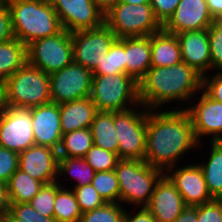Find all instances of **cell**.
Segmentation results:
<instances>
[{"label": "cell", "mask_w": 222, "mask_h": 222, "mask_svg": "<svg viewBox=\"0 0 222 222\" xmlns=\"http://www.w3.org/2000/svg\"><path fill=\"white\" fill-rule=\"evenodd\" d=\"M210 14L214 19L222 16V0H206Z\"/></svg>", "instance_id": "47"}, {"label": "cell", "mask_w": 222, "mask_h": 222, "mask_svg": "<svg viewBox=\"0 0 222 222\" xmlns=\"http://www.w3.org/2000/svg\"><path fill=\"white\" fill-rule=\"evenodd\" d=\"M71 189L76 196L82 214L99 208L106 203L91 183L80 187H72Z\"/></svg>", "instance_id": "36"}, {"label": "cell", "mask_w": 222, "mask_h": 222, "mask_svg": "<svg viewBox=\"0 0 222 222\" xmlns=\"http://www.w3.org/2000/svg\"><path fill=\"white\" fill-rule=\"evenodd\" d=\"M119 181L120 204L146 207L152 197L156 183L164 175L144 160L119 159L114 169Z\"/></svg>", "instance_id": "5"}, {"label": "cell", "mask_w": 222, "mask_h": 222, "mask_svg": "<svg viewBox=\"0 0 222 222\" xmlns=\"http://www.w3.org/2000/svg\"><path fill=\"white\" fill-rule=\"evenodd\" d=\"M90 130L95 146L118 155L119 141L114 127V112L98 111Z\"/></svg>", "instance_id": "25"}, {"label": "cell", "mask_w": 222, "mask_h": 222, "mask_svg": "<svg viewBox=\"0 0 222 222\" xmlns=\"http://www.w3.org/2000/svg\"><path fill=\"white\" fill-rule=\"evenodd\" d=\"M105 24L117 38L150 36L162 30L149 3L118 2L105 14Z\"/></svg>", "instance_id": "7"}, {"label": "cell", "mask_w": 222, "mask_h": 222, "mask_svg": "<svg viewBox=\"0 0 222 222\" xmlns=\"http://www.w3.org/2000/svg\"><path fill=\"white\" fill-rule=\"evenodd\" d=\"M15 38L12 19L7 4L0 5V44Z\"/></svg>", "instance_id": "43"}, {"label": "cell", "mask_w": 222, "mask_h": 222, "mask_svg": "<svg viewBox=\"0 0 222 222\" xmlns=\"http://www.w3.org/2000/svg\"><path fill=\"white\" fill-rule=\"evenodd\" d=\"M201 90L202 75L182 61L168 67H150L138 82V99L148 110H161L175 101L182 107L171 109H186L183 104L195 101Z\"/></svg>", "instance_id": "2"}, {"label": "cell", "mask_w": 222, "mask_h": 222, "mask_svg": "<svg viewBox=\"0 0 222 222\" xmlns=\"http://www.w3.org/2000/svg\"><path fill=\"white\" fill-rule=\"evenodd\" d=\"M193 162L182 167L176 165L164 173L182 195L187 206L202 205L214 200L208 191L200 166Z\"/></svg>", "instance_id": "15"}, {"label": "cell", "mask_w": 222, "mask_h": 222, "mask_svg": "<svg viewBox=\"0 0 222 222\" xmlns=\"http://www.w3.org/2000/svg\"><path fill=\"white\" fill-rule=\"evenodd\" d=\"M19 168V153L0 146V182L7 184Z\"/></svg>", "instance_id": "39"}, {"label": "cell", "mask_w": 222, "mask_h": 222, "mask_svg": "<svg viewBox=\"0 0 222 222\" xmlns=\"http://www.w3.org/2000/svg\"><path fill=\"white\" fill-rule=\"evenodd\" d=\"M163 110L147 109L144 161L165 173L179 164L177 162L187 152L201 144L195 137L191 118L185 109Z\"/></svg>", "instance_id": "1"}, {"label": "cell", "mask_w": 222, "mask_h": 222, "mask_svg": "<svg viewBox=\"0 0 222 222\" xmlns=\"http://www.w3.org/2000/svg\"><path fill=\"white\" fill-rule=\"evenodd\" d=\"M68 32L94 29L105 23V14L94 0H48Z\"/></svg>", "instance_id": "13"}, {"label": "cell", "mask_w": 222, "mask_h": 222, "mask_svg": "<svg viewBox=\"0 0 222 222\" xmlns=\"http://www.w3.org/2000/svg\"><path fill=\"white\" fill-rule=\"evenodd\" d=\"M27 62L26 45L16 38L0 44V82L4 83Z\"/></svg>", "instance_id": "26"}, {"label": "cell", "mask_w": 222, "mask_h": 222, "mask_svg": "<svg viewBox=\"0 0 222 222\" xmlns=\"http://www.w3.org/2000/svg\"><path fill=\"white\" fill-rule=\"evenodd\" d=\"M9 212L18 222H56L54 217L40 215L29 203H10Z\"/></svg>", "instance_id": "38"}, {"label": "cell", "mask_w": 222, "mask_h": 222, "mask_svg": "<svg viewBox=\"0 0 222 222\" xmlns=\"http://www.w3.org/2000/svg\"><path fill=\"white\" fill-rule=\"evenodd\" d=\"M117 39L105 23L94 29L71 32L73 62L93 71Z\"/></svg>", "instance_id": "12"}, {"label": "cell", "mask_w": 222, "mask_h": 222, "mask_svg": "<svg viewBox=\"0 0 222 222\" xmlns=\"http://www.w3.org/2000/svg\"><path fill=\"white\" fill-rule=\"evenodd\" d=\"M202 91L213 100L222 103V71L202 76Z\"/></svg>", "instance_id": "41"}, {"label": "cell", "mask_w": 222, "mask_h": 222, "mask_svg": "<svg viewBox=\"0 0 222 222\" xmlns=\"http://www.w3.org/2000/svg\"><path fill=\"white\" fill-rule=\"evenodd\" d=\"M119 1L120 0H94V3L104 14H106Z\"/></svg>", "instance_id": "48"}, {"label": "cell", "mask_w": 222, "mask_h": 222, "mask_svg": "<svg viewBox=\"0 0 222 222\" xmlns=\"http://www.w3.org/2000/svg\"><path fill=\"white\" fill-rule=\"evenodd\" d=\"M0 101H3L2 83L0 82Z\"/></svg>", "instance_id": "52"}, {"label": "cell", "mask_w": 222, "mask_h": 222, "mask_svg": "<svg viewBox=\"0 0 222 222\" xmlns=\"http://www.w3.org/2000/svg\"><path fill=\"white\" fill-rule=\"evenodd\" d=\"M1 220L3 222H18V219H16L10 212H8Z\"/></svg>", "instance_id": "50"}, {"label": "cell", "mask_w": 222, "mask_h": 222, "mask_svg": "<svg viewBox=\"0 0 222 222\" xmlns=\"http://www.w3.org/2000/svg\"><path fill=\"white\" fill-rule=\"evenodd\" d=\"M211 72L222 71V28L215 22L208 28Z\"/></svg>", "instance_id": "37"}, {"label": "cell", "mask_w": 222, "mask_h": 222, "mask_svg": "<svg viewBox=\"0 0 222 222\" xmlns=\"http://www.w3.org/2000/svg\"><path fill=\"white\" fill-rule=\"evenodd\" d=\"M195 101L194 105L186 104V111L188 112L192 124L195 137L201 144L204 137H209L211 141L222 140V103L217 102L207 96L202 90ZM188 105V106H187Z\"/></svg>", "instance_id": "14"}, {"label": "cell", "mask_w": 222, "mask_h": 222, "mask_svg": "<svg viewBox=\"0 0 222 222\" xmlns=\"http://www.w3.org/2000/svg\"><path fill=\"white\" fill-rule=\"evenodd\" d=\"M95 172L113 171L116 168L119 157L116 153L104 150L93 145L83 157Z\"/></svg>", "instance_id": "34"}, {"label": "cell", "mask_w": 222, "mask_h": 222, "mask_svg": "<svg viewBox=\"0 0 222 222\" xmlns=\"http://www.w3.org/2000/svg\"><path fill=\"white\" fill-rule=\"evenodd\" d=\"M2 106H3V101H0V110H1Z\"/></svg>", "instance_id": "54"}, {"label": "cell", "mask_w": 222, "mask_h": 222, "mask_svg": "<svg viewBox=\"0 0 222 222\" xmlns=\"http://www.w3.org/2000/svg\"><path fill=\"white\" fill-rule=\"evenodd\" d=\"M44 183L17 169L7 183L10 203H28L43 187Z\"/></svg>", "instance_id": "27"}, {"label": "cell", "mask_w": 222, "mask_h": 222, "mask_svg": "<svg viewBox=\"0 0 222 222\" xmlns=\"http://www.w3.org/2000/svg\"><path fill=\"white\" fill-rule=\"evenodd\" d=\"M197 206H187L174 222H197Z\"/></svg>", "instance_id": "46"}, {"label": "cell", "mask_w": 222, "mask_h": 222, "mask_svg": "<svg viewBox=\"0 0 222 222\" xmlns=\"http://www.w3.org/2000/svg\"><path fill=\"white\" fill-rule=\"evenodd\" d=\"M91 184L106 203H120L119 181L114 170L95 172Z\"/></svg>", "instance_id": "32"}, {"label": "cell", "mask_w": 222, "mask_h": 222, "mask_svg": "<svg viewBox=\"0 0 222 222\" xmlns=\"http://www.w3.org/2000/svg\"><path fill=\"white\" fill-rule=\"evenodd\" d=\"M3 106L32 108L51 102L49 75L25 63L2 83Z\"/></svg>", "instance_id": "4"}, {"label": "cell", "mask_w": 222, "mask_h": 222, "mask_svg": "<svg viewBox=\"0 0 222 222\" xmlns=\"http://www.w3.org/2000/svg\"><path fill=\"white\" fill-rule=\"evenodd\" d=\"M56 182L44 184L40 191L28 202L40 215L54 217Z\"/></svg>", "instance_id": "35"}, {"label": "cell", "mask_w": 222, "mask_h": 222, "mask_svg": "<svg viewBox=\"0 0 222 222\" xmlns=\"http://www.w3.org/2000/svg\"><path fill=\"white\" fill-rule=\"evenodd\" d=\"M197 222H222V200L197 205Z\"/></svg>", "instance_id": "40"}, {"label": "cell", "mask_w": 222, "mask_h": 222, "mask_svg": "<svg viewBox=\"0 0 222 222\" xmlns=\"http://www.w3.org/2000/svg\"><path fill=\"white\" fill-rule=\"evenodd\" d=\"M181 0H150L154 15L163 26L173 15Z\"/></svg>", "instance_id": "42"}, {"label": "cell", "mask_w": 222, "mask_h": 222, "mask_svg": "<svg viewBox=\"0 0 222 222\" xmlns=\"http://www.w3.org/2000/svg\"><path fill=\"white\" fill-rule=\"evenodd\" d=\"M215 23L222 28V16L216 18Z\"/></svg>", "instance_id": "51"}, {"label": "cell", "mask_w": 222, "mask_h": 222, "mask_svg": "<svg viewBox=\"0 0 222 222\" xmlns=\"http://www.w3.org/2000/svg\"><path fill=\"white\" fill-rule=\"evenodd\" d=\"M89 97L97 111L122 112L140 104L138 83L123 73L93 75Z\"/></svg>", "instance_id": "6"}, {"label": "cell", "mask_w": 222, "mask_h": 222, "mask_svg": "<svg viewBox=\"0 0 222 222\" xmlns=\"http://www.w3.org/2000/svg\"><path fill=\"white\" fill-rule=\"evenodd\" d=\"M59 108L62 134L69 131L90 128L98 112L90 97L60 104Z\"/></svg>", "instance_id": "22"}, {"label": "cell", "mask_w": 222, "mask_h": 222, "mask_svg": "<svg viewBox=\"0 0 222 222\" xmlns=\"http://www.w3.org/2000/svg\"><path fill=\"white\" fill-rule=\"evenodd\" d=\"M120 2L140 5V4H143V3H150V0H120Z\"/></svg>", "instance_id": "49"}, {"label": "cell", "mask_w": 222, "mask_h": 222, "mask_svg": "<svg viewBox=\"0 0 222 222\" xmlns=\"http://www.w3.org/2000/svg\"><path fill=\"white\" fill-rule=\"evenodd\" d=\"M124 205L120 203H105L103 206L85 212L80 222H124Z\"/></svg>", "instance_id": "33"}, {"label": "cell", "mask_w": 222, "mask_h": 222, "mask_svg": "<svg viewBox=\"0 0 222 222\" xmlns=\"http://www.w3.org/2000/svg\"><path fill=\"white\" fill-rule=\"evenodd\" d=\"M6 0H0V5L5 4Z\"/></svg>", "instance_id": "53"}, {"label": "cell", "mask_w": 222, "mask_h": 222, "mask_svg": "<svg viewBox=\"0 0 222 222\" xmlns=\"http://www.w3.org/2000/svg\"><path fill=\"white\" fill-rule=\"evenodd\" d=\"M69 174V181H73L74 186L80 187L83 185L90 184L95 175V171L91 166L87 164L84 158H72V157H59V167H58V182L61 177ZM76 181V182H75Z\"/></svg>", "instance_id": "30"}, {"label": "cell", "mask_w": 222, "mask_h": 222, "mask_svg": "<svg viewBox=\"0 0 222 222\" xmlns=\"http://www.w3.org/2000/svg\"><path fill=\"white\" fill-rule=\"evenodd\" d=\"M27 63L48 75L73 62L71 33L63 29L60 33L47 36L26 46Z\"/></svg>", "instance_id": "9"}, {"label": "cell", "mask_w": 222, "mask_h": 222, "mask_svg": "<svg viewBox=\"0 0 222 222\" xmlns=\"http://www.w3.org/2000/svg\"><path fill=\"white\" fill-rule=\"evenodd\" d=\"M210 153L205 163L197 162L200 166L208 191L213 199L222 200V140L209 141Z\"/></svg>", "instance_id": "24"}, {"label": "cell", "mask_w": 222, "mask_h": 222, "mask_svg": "<svg viewBox=\"0 0 222 222\" xmlns=\"http://www.w3.org/2000/svg\"><path fill=\"white\" fill-rule=\"evenodd\" d=\"M214 22L206 0H181L162 29L167 33L177 34L183 31L208 29Z\"/></svg>", "instance_id": "16"}, {"label": "cell", "mask_w": 222, "mask_h": 222, "mask_svg": "<svg viewBox=\"0 0 222 222\" xmlns=\"http://www.w3.org/2000/svg\"><path fill=\"white\" fill-rule=\"evenodd\" d=\"M126 74L137 83L151 67V35L125 37Z\"/></svg>", "instance_id": "21"}, {"label": "cell", "mask_w": 222, "mask_h": 222, "mask_svg": "<svg viewBox=\"0 0 222 222\" xmlns=\"http://www.w3.org/2000/svg\"><path fill=\"white\" fill-rule=\"evenodd\" d=\"M182 62L176 34L163 29L151 35V67H168Z\"/></svg>", "instance_id": "23"}, {"label": "cell", "mask_w": 222, "mask_h": 222, "mask_svg": "<svg viewBox=\"0 0 222 222\" xmlns=\"http://www.w3.org/2000/svg\"><path fill=\"white\" fill-rule=\"evenodd\" d=\"M94 145L90 128L69 131L62 135L59 157L83 158Z\"/></svg>", "instance_id": "29"}, {"label": "cell", "mask_w": 222, "mask_h": 222, "mask_svg": "<svg viewBox=\"0 0 222 222\" xmlns=\"http://www.w3.org/2000/svg\"><path fill=\"white\" fill-rule=\"evenodd\" d=\"M35 145L30 108L2 106L0 146L20 153Z\"/></svg>", "instance_id": "11"}, {"label": "cell", "mask_w": 222, "mask_h": 222, "mask_svg": "<svg viewBox=\"0 0 222 222\" xmlns=\"http://www.w3.org/2000/svg\"><path fill=\"white\" fill-rule=\"evenodd\" d=\"M92 70L75 62L49 75L51 102L58 105L90 96Z\"/></svg>", "instance_id": "10"}, {"label": "cell", "mask_w": 222, "mask_h": 222, "mask_svg": "<svg viewBox=\"0 0 222 222\" xmlns=\"http://www.w3.org/2000/svg\"><path fill=\"white\" fill-rule=\"evenodd\" d=\"M35 145L58 150L62 131L60 108L56 103H48L30 108Z\"/></svg>", "instance_id": "18"}, {"label": "cell", "mask_w": 222, "mask_h": 222, "mask_svg": "<svg viewBox=\"0 0 222 222\" xmlns=\"http://www.w3.org/2000/svg\"><path fill=\"white\" fill-rule=\"evenodd\" d=\"M58 151L46 146L33 145L19 153V169L44 184L58 180Z\"/></svg>", "instance_id": "17"}, {"label": "cell", "mask_w": 222, "mask_h": 222, "mask_svg": "<svg viewBox=\"0 0 222 222\" xmlns=\"http://www.w3.org/2000/svg\"><path fill=\"white\" fill-rule=\"evenodd\" d=\"M81 211L76 196L71 188L56 181L54 218L56 222H80Z\"/></svg>", "instance_id": "28"}, {"label": "cell", "mask_w": 222, "mask_h": 222, "mask_svg": "<svg viewBox=\"0 0 222 222\" xmlns=\"http://www.w3.org/2000/svg\"><path fill=\"white\" fill-rule=\"evenodd\" d=\"M10 201L7 184L0 182V220L9 212Z\"/></svg>", "instance_id": "45"}, {"label": "cell", "mask_w": 222, "mask_h": 222, "mask_svg": "<svg viewBox=\"0 0 222 222\" xmlns=\"http://www.w3.org/2000/svg\"><path fill=\"white\" fill-rule=\"evenodd\" d=\"M93 75L126 74L125 37L118 38L107 54H103L100 63L92 71Z\"/></svg>", "instance_id": "31"}, {"label": "cell", "mask_w": 222, "mask_h": 222, "mask_svg": "<svg viewBox=\"0 0 222 222\" xmlns=\"http://www.w3.org/2000/svg\"><path fill=\"white\" fill-rule=\"evenodd\" d=\"M186 207L182 195L165 174L156 183L146 206L156 222H174Z\"/></svg>", "instance_id": "19"}, {"label": "cell", "mask_w": 222, "mask_h": 222, "mask_svg": "<svg viewBox=\"0 0 222 222\" xmlns=\"http://www.w3.org/2000/svg\"><path fill=\"white\" fill-rule=\"evenodd\" d=\"M114 127L119 141V159L145 160L147 108L139 104L126 111L114 112Z\"/></svg>", "instance_id": "8"}, {"label": "cell", "mask_w": 222, "mask_h": 222, "mask_svg": "<svg viewBox=\"0 0 222 222\" xmlns=\"http://www.w3.org/2000/svg\"><path fill=\"white\" fill-rule=\"evenodd\" d=\"M124 222H156L151 212L146 207H139L135 213L125 209Z\"/></svg>", "instance_id": "44"}, {"label": "cell", "mask_w": 222, "mask_h": 222, "mask_svg": "<svg viewBox=\"0 0 222 222\" xmlns=\"http://www.w3.org/2000/svg\"><path fill=\"white\" fill-rule=\"evenodd\" d=\"M15 38L26 46L63 30L59 17L48 0H6Z\"/></svg>", "instance_id": "3"}, {"label": "cell", "mask_w": 222, "mask_h": 222, "mask_svg": "<svg viewBox=\"0 0 222 222\" xmlns=\"http://www.w3.org/2000/svg\"><path fill=\"white\" fill-rule=\"evenodd\" d=\"M182 61L194 68L202 76L211 74V54L208 29L183 31L176 34Z\"/></svg>", "instance_id": "20"}]
</instances>
